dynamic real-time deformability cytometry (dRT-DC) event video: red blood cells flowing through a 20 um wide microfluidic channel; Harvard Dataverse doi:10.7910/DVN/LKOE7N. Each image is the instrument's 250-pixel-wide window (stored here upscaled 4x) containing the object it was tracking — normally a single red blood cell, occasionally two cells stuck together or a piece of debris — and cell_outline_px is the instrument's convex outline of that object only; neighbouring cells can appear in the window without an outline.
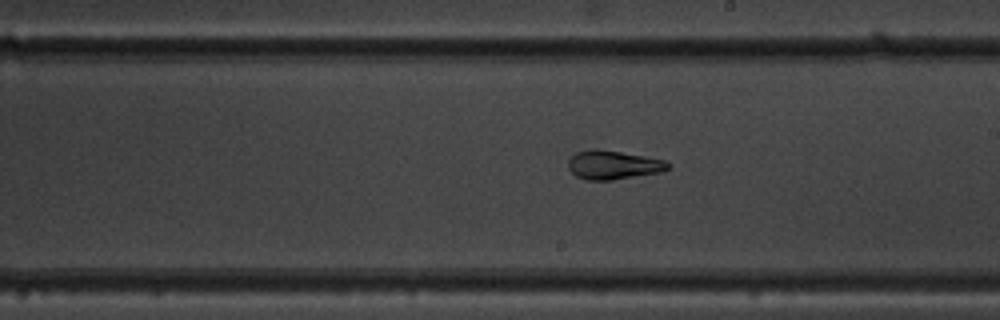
{"species": "common noctule bat (a hibernating species)", "species_latin": "Nyctalus noctula", "temperature_condition": "warm", "stored_images_in_passage": 43, "camera_frame_rate_fps": 3000, "um_per_image_px": 0.085, "animal": {"sex": "male", "body_mass_g": 19.5, "forearm_length_mm": 54.6}, "frame": {"image": 1, "passage_image": 31, "time_ms": 10.0, "image_size_px": [1000, 320], "cell_outline_px": [[672, 164], [668, 168], [660, 172], [612, 180], [588, 180], [576, 176], [568, 168], [568, 160], [576, 152], [592, 148], [596, 148], [668, 160]], "centroid_in_image_um": [52.13, 14.01], "position_along_channel_um": 236.9, "area_um2": 16.82}}